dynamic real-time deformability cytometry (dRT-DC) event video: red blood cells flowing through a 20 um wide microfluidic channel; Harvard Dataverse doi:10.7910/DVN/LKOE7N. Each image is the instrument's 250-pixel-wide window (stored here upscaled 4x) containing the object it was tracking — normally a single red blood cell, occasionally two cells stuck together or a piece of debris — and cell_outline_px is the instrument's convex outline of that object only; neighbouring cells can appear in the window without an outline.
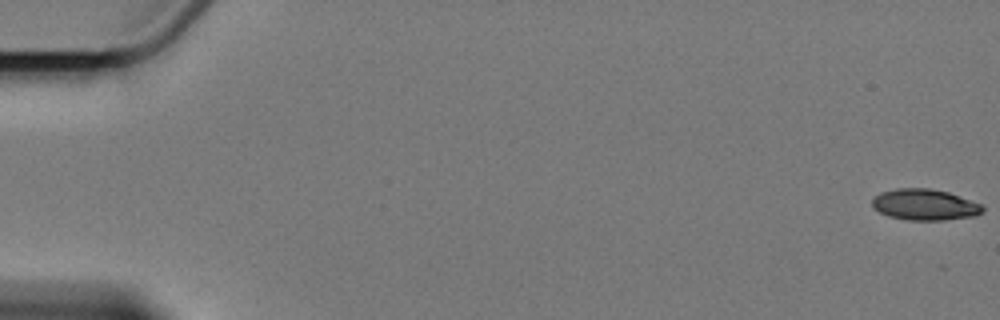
{"species": "Egyptian fruit bat (a non-hibernating species)", "species_latin": "Rousettus aegyptiacus", "temperature_condition": "cold", "stored_images_in_passage": 5, "camera_frame_rate_fps": 3000, "um_per_image_px": 0.085, "animal": {"sex": "female"}, "frame": {"image": 1, "passage_image": 1, "time_ms": 0.0, "image_size_px": [1000, 320], "cell_outline_px": [[984, 208], [976, 216], [944, 220], [908, 220], [888, 216], [872, 208], [872, 200], [880, 192], [896, 188], [928, 188], [948, 192], [980, 204]], "centroid_in_image_um": [78.56, 17.4], "position_along_channel_um": 6.4, "area_um2": 19.94}}